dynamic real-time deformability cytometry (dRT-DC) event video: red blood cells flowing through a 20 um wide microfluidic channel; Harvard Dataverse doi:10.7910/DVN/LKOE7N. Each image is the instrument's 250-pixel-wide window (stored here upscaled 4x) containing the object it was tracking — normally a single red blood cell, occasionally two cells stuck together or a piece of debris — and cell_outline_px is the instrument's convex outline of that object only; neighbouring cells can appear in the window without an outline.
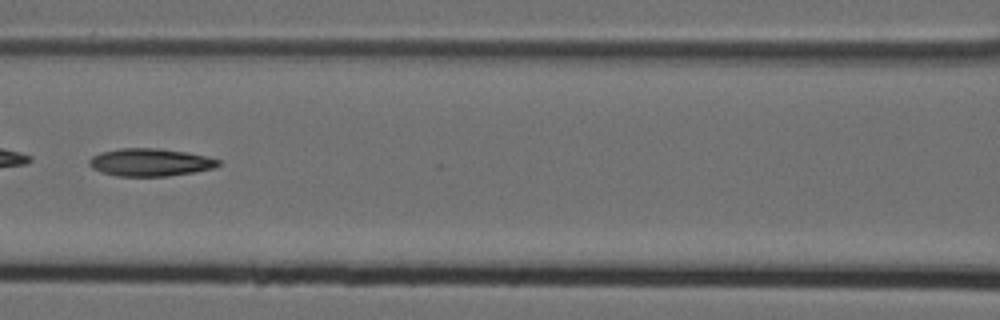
{"species": "Egyptian fruit bat (a non-hibernating species)", "species_latin": "Rousettus aegyptiacus", "temperature_condition": "cold", "stored_images_in_passage": 11, "camera_frame_rate_fps": 3000, "um_per_image_px": 0.085, "animal": {"sex": "female"}, "frame": {"image": 1, "passage_image": 7, "time_ms": 2.0, "image_size_px": [1000, 320], "cell_outline_px": [[220, 164], [216, 168], [168, 176], [116, 176], [100, 172], [92, 168], [88, 164], [88, 160], [92, 156], [100, 152], [120, 148], [160, 148], [184, 152], [204, 156], [220, 160]], "centroid_in_image_um": [12.72, 13.8], "position_along_channel_um": 153.9, "area_um2": 20.87}}
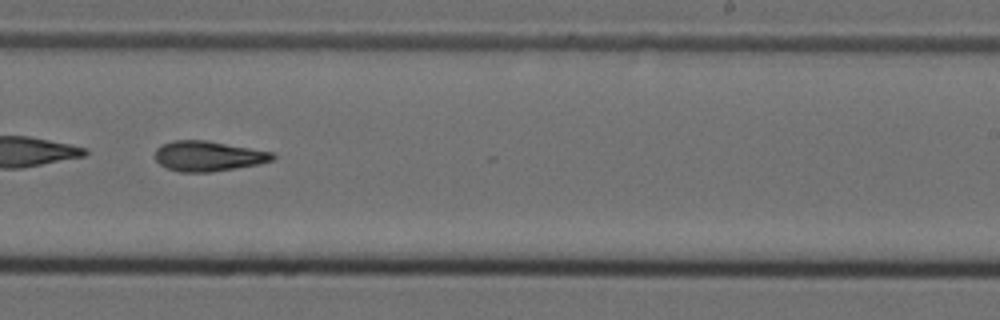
{"frame": {"image": 2, "passage_image": 10, "time_ms": 3.0, "image_size_px": [1000, 320], "cell_outline_px": [[276, 156], [272, 160], [260, 164], [212, 172], [180, 172], [168, 168], [160, 164], [156, 160], [156, 148], [160, 144], [172, 140], [208, 140], [272, 152]], "centroid_in_image_um": [17.69, 13.26], "position_along_channel_um": 271.3, "area_um2": 20.75}}
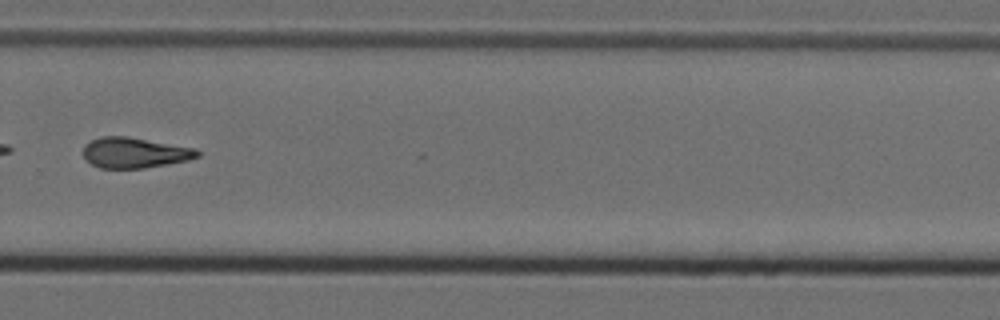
{"frame": {"image": 3, "passage_image": 11, "time_ms": 3.333, "image_size_px": [1000, 320], "cell_outline_px": [[200, 156], [188, 160], [144, 168], [100, 168], [84, 160], [84, 144], [100, 136], [124, 136], [196, 148], [200, 152]], "centroid_in_image_um": [11.43, 12.98], "position_along_channel_um": 318.4, "area_um2": 20.23}}